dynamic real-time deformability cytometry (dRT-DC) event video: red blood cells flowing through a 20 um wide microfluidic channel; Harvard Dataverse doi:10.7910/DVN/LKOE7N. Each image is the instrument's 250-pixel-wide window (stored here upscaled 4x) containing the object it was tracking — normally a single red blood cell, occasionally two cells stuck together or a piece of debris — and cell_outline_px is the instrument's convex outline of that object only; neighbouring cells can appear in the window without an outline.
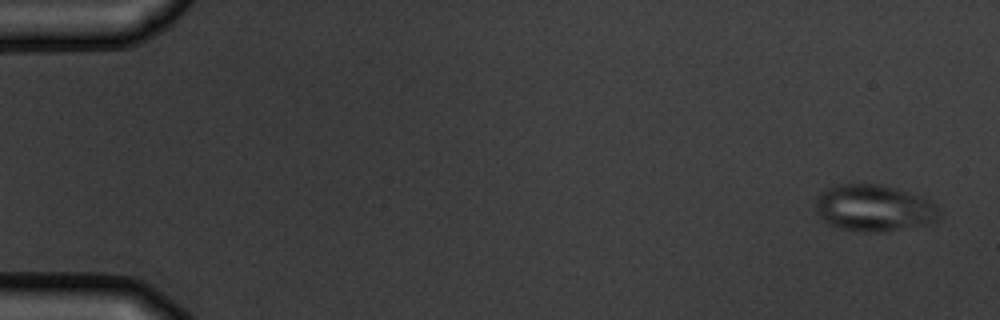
{"species": "common noctule bat (a hibernating species)", "species_latin": "Nyctalus noctula", "temperature_condition": "warm", "stored_images_in_passage": 4, "camera_frame_rate_fps": 3000, "um_per_image_px": 0.085, "animal": {"sex": "male", "body_mass_g": 19.5, "forearm_length_mm": 54.6}, "frame": {"image": 1, "passage_image": 1, "time_ms": 0.0, "image_size_px": [1000, 320], "cell_outline_px": [[940, 216], [936, 224], [880, 232], [864, 232], [840, 228], [828, 224], [816, 212], [816, 196], [820, 192], [836, 184], [880, 184], [896, 188], [928, 200], [940, 212]], "centroid_in_image_um": [74.29, 17.7], "position_along_channel_um": 10.7, "area_um2": 33.76}}